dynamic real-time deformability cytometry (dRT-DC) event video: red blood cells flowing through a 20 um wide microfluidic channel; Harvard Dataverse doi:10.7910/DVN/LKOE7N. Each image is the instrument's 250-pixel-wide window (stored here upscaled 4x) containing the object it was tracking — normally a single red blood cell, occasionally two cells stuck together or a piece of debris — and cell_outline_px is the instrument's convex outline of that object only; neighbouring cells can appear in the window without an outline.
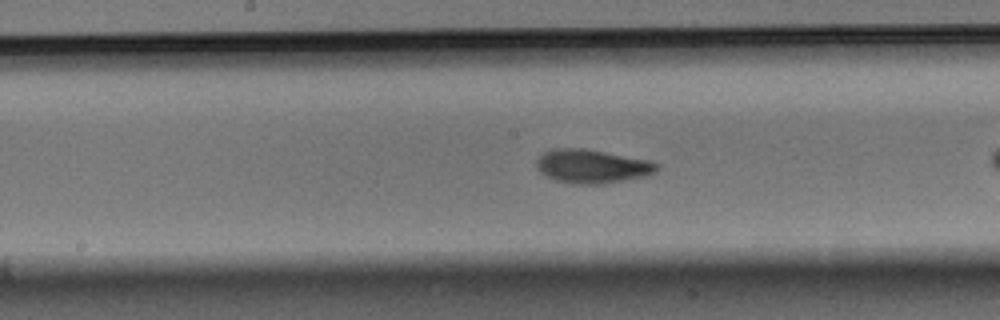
{"species": "Egyptian fruit bat (a non-hibernating species)", "species_latin": "Rousettus aegyptiacus", "temperature_condition": "warm", "stored_images_in_passage": 40, "camera_frame_rate_fps": 3000, "um_per_image_px": 0.085, "animal": {"sex": "male"}, "frame": {"image": 1, "passage_image": 13, "time_ms": 4.0, "image_size_px": [1000, 320], "cell_outline_px": [[660, 168], [656, 172], [648, 176], [604, 184], [572, 184], [556, 180], [544, 176], [536, 168], [536, 160], [544, 152], [552, 148], [584, 148], [652, 160], [660, 164]], "centroid_in_image_um": [50.36, 14.14], "position_along_channel_um": 197.8, "area_um2": 24.22}}
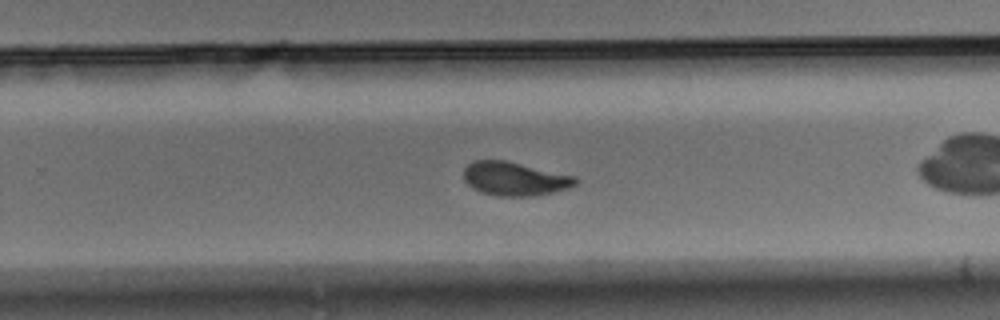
{"frame": {"image": 2, "passage_image": 20, "time_ms": 6.333, "image_size_px": [1000, 320], "cell_outline_px": [[576, 184], [568, 188], [552, 192], [532, 196], [500, 196], [480, 192], [472, 188], [464, 180], [464, 168], [472, 160], [504, 160], [576, 176]], "centroid_in_image_um": [43.71, 15.19], "position_along_channel_um": 286.1, "area_um2": 21.85}}
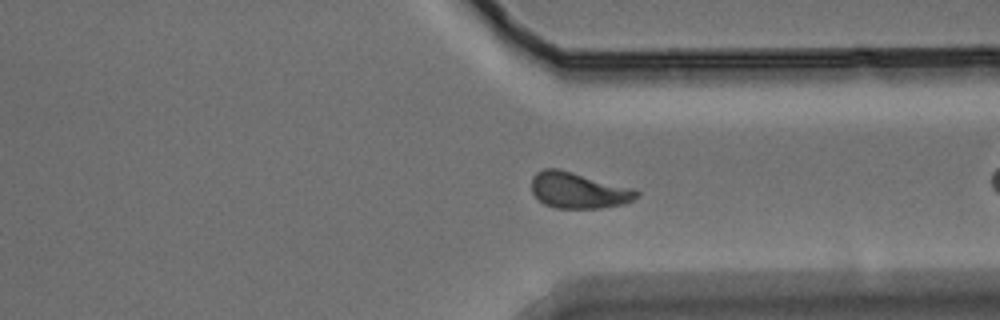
{"frame": {"image": 3, "passage_image": 26, "time_ms": 8.333, "image_size_px": [1000, 320], "cell_outline_px": [[640, 196], [624, 204], [600, 208], [556, 208], [544, 204], [532, 192], [532, 176], [536, 172], [544, 168], [560, 168], [636, 188], [640, 192]], "centroid_in_image_um": [49.21, 16.16], "position_along_channel_um": 362.2, "area_um2": 22.48}, "authors_computed_cell_mechanics": {"area_um2": 21.8484, "velocity_mm_per_s": 3.7941, "shape_relaxation_time_tau1_ms": null, "shape_relaxation_time_tau2_ms": 0.5934, "deformation_change_tau1": null, "deformation_change_tau2": 0.071}}